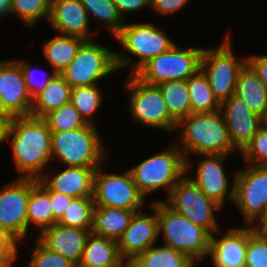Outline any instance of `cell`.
Wrapping results in <instances>:
<instances>
[{"instance_id":"6da1fadb","label":"cell","mask_w":267,"mask_h":267,"mask_svg":"<svg viewBox=\"0 0 267 267\" xmlns=\"http://www.w3.org/2000/svg\"><path fill=\"white\" fill-rule=\"evenodd\" d=\"M51 135L44 118L13 116L5 131L4 142L11 140L16 168L23 173L20 178L39 180L43 168L52 159Z\"/></svg>"},{"instance_id":"7a4b0ae2","label":"cell","mask_w":267,"mask_h":267,"mask_svg":"<svg viewBox=\"0 0 267 267\" xmlns=\"http://www.w3.org/2000/svg\"><path fill=\"white\" fill-rule=\"evenodd\" d=\"M183 127L180 140L184 144L180 148L186 158V170L193 163L187 153L230 155L236 149L232 146L228 128L221 110L214 112L191 113L177 123Z\"/></svg>"},{"instance_id":"3957f363","label":"cell","mask_w":267,"mask_h":267,"mask_svg":"<svg viewBox=\"0 0 267 267\" xmlns=\"http://www.w3.org/2000/svg\"><path fill=\"white\" fill-rule=\"evenodd\" d=\"M121 46L129 54L138 57V61H132V57H125L115 52L117 69L133 66L131 74H135L149 60L170 50L175 42L167 34L153 23L124 24L120 32L115 36Z\"/></svg>"},{"instance_id":"277c9868","label":"cell","mask_w":267,"mask_h":267,"mask_svg":"<svg viewBox=\"0 0 267 267\" xmlns=\"http://www.w3.org/2000/svg\"><path fill=\"white\" fill-rule=\"evenodd\" d=\"M96 125L63 132H52V156L67 167H100L107 157Z\"/></svg>"},{"instance_id":"5b68a950","label":"cell","mask_w":267,"mask_h":267,"mask_svg":"<svg viewBox=\"0 0 267 267\" xmlns=\"http://www.w3.org/2000/svg\"><path fill=\"white\" fill-rule=\"evenodd\" d=\"M157 216L158 232H163L165 246L180 251L194 262L208 256L211 234L205 228L191 223L164 201H157Z\"/></svg>"},{"instance_id":"8992f818","label":"cell","mask_w":267,"mask_h":267,"mask_svg":"<svg viewBox=\"0 0 267 267\" xmlns=\"http://www.w3.org/2000/svg\"><path fill=\"white\" fill-rule=\"evenodd\" d=\"M168 148L129 168L144 197L160 188H165L169 195L171 189L186 176V158L180 147L172 145Z\"/></svg>"},{"instance_id":"52a82bcc","label":"cell","mask_w":267,"mask_h":267,"mask_svg":"<svg viewBox=\"0 0 267 267\" xmlns=\"http://www.w3.org/2000/svg\"><path fill=\"white\" fill-rule=\"evenodd\" d=\"M229 36L218 48L203 49L200 59V70L220 103L234 94L238 74L247 63L234 56Z\"/></svg>"},{"instance_id":"ba28073f","label":"cell","mask_w":267,"mask_h":267,"mask_svg":"<svg viewBox=\"0 0 267 267\" xmlns=\"http://www.w3.org/2000/svg\"><path fill=\"white\" fill-rule=\"evenodd\" d=\"M203 48L182 49L175 44L143 65L134 75L149 85L165 81L187 80L200 69Z\"/></svg>"},{"instance_id":"9c48e42d","label":"cell","mask_w":267,"mask_h":267,"mask_svg":"<svg viewBox=\"0 0 267 267\" xmlns=\"http://www.w3.org/2000/svg\"><path fill=\"white\" fill-rule=\"evenodd\" d=\"M115 70V51L89 40L80 46L76 57L59 74L73 88L97 84L96 81Z\"/></svg>"},{"instance_id":"30bf717a","label":"cell","mask_w":267,"mask_h":267,"mask_svg":"<svg viewBox=\"0 0 267 267\" xmlns=\"http://www.w3.org/2000/svg\"><path fill=\"white\" fill-rule=\"evenodd\" d=\"M168 202L170 208L184 216L191 223L205 228L210 234L220 231L214 211L222 209L209 199L189 178H182L170 191Z\"/></svg>"},{"instance_id":"8fae6325","label":"cell","mask_w":267,"mask_h":267,"mask_svg":"<svg viewBox=\"0 0 267 267\" xmlns=\"http://www.w3.org/2000/svg\"><path fill=\"white\" fill-rule=\"evenodd\" d=\"M130 75L126 86L131 91L129 108L136 122L170 132L175 130L177 122L169 115L159 87Z\"/></svg>"},{"instance_id":"7c38bea8","label":"cell","mask_w":267,"mask_h":267,"mask_svg":"<svg viewBox=\"0 0 267 267\" xmlns=\"http://www.w3.org/2000/svg\"><path fill=\"white\" fill-rule=\"evenodd\" d=\"M101 166L94 175L93 202L95 206L138 211L145 197L133 181L130 170L123 174H103ZM101 173V174H100Z\"/></svg>"},{"instance_id":"4fadbf2b","label":"cell","mask_w":267,"mask_h":267,"mask_svg":"<svg viewBox=\"0 0 267 267\" xmlns=\"http://www.w3.org/2000/svg\"><path fill=\"white\" fill-rule=\"evenodd\" d=\"M234 200L246 224L267 211V166L248 167L234 175Z\"/></svg>"},{"instance_id":"5bb4252c","label":"cell","mask_w":267,"mask_h":267,"mask_svg":"<svg viewBox=\"0 0 267 267\" xmlns=\"http://www.w3.org/2000/svg\"><path fill=\"white\" fill-rule=\"evenodd\" d=\"M30 178H18L0 190V226L18 241L27 234V208Z\"/></svg>"},{"instance_id":"9a60e30c","label":"cell","mask_w":267,"mask_h":267,"mask_svg":"<svg viewBox=\"0 0 267 267\" xmlns=\"http://www.w3.org/2000/svg\"><path fill=\"white\" fill-rule=\"evenodd\" d=\"M232 146L240 152L262 126L261 117L252 112L235 94L220 104Z\"/></svg>"},{"instance_id":"2e32d148","label":"cell","mask_w":267,"mask_h":267,"mask_svg":"<svg viewBox=\"0 0 267 267\" xmlns=\"http://www.w3.org/2000/svg\"><path fill=\"white\" fill-rule=\"evenodd\" d=\"M154 215L140 213L134 214L130 224L118 240L121 257L127 262L153 246L159 237V219L157 216V201L152 203Z\"/></svg>"},{"instance_id":"e0dca14e","label":"cell","mask_w":267,"mask_h":267,"mask_svg":"<svg viewBox=\"0 0 267 267\" xmlns=\"http://www.w3.org/2000/svg\"><path fill=\"white\" fill-rule=\"evenodd\" d=\"M0 98L3 107L13 116H29L33 99L15 60L0 62Z\"/></svg>"},{"instance_id":"ac0fdd59","label":"cell","mask_w":267,"mask_h":267,"mask_svg":"<svg viewBox=\"0 0 267 267\" xmlns=\"http://www.w3.org/2000/svg\"><path fill=\"white\" fill-rule=\"evenodd\" d=\"M229 155L206 154L199 161L196 178H190L198 188L221 208L228 196L234 200V184L228 192V178L226 176L223 162ZM228 192V194H227Z\"/></svg>"},{"instance_id":"d6986e66","label":"cell","mask_w":267,"mask_h":267,"mask_svg":"<svg viewBox=\"0 0 267 267\" xmlns=\"http://www.w3.org/2000/svg\"><path fill=\"white\" fill-rule=\"evenodd\" d=\"M51 27L62 35L75 36L86 41L90 36L88 12L81 0H51L49 20Z\"/></svg>"},{"instance_id":"ffe728a7","label":"cell","mask_w":267,"mask_h":267,"mask_svg":"<svg viewBox=\"0 0 267 267\" xmlns=\"http://www.w3.org/2000/svg\"><path fill=\"white\" fill-rule=\"evenodd\" d=\"M218 239L211 234L208 256L215 267H245L249 226L234 227Z\"/></svg>"},{"instance_id":"44dd1931","label":"cell","mask_w":267,"mask_h":267,"mask_svg":"<svg viewBox=\"0 0 267 267\" xmlns=\"http://www.w3.org/2000/svg\"><path fill=\"white\" fill-rule=\"evenodd\" d=\"M90 233L91 230L71 228L56 223L42 230L38 240L50 250L70 259L78 266Z\"/></svg>"},{"instance_id":"7402d4cb","label":"cell","mask_w":267,"mask_h":267,"mask_svg":"<svg viewBox=\"0 0 267 267\" xmlns=\"http://www.w3.org/2000/svg\"><path fill=\"white\" fill-rule=\"evenodd\" d=\"M97 168L67 167L53 178H50L51 174L45 173L40 180L51 191L72 198L93 197L94 175Z\"/></svg>"},{"instance_id":"603a6c76","label":"cell","mask_w":267,"mask_h":267,"mask_svg":"<svg viewBox=\"0 0 267 267\" xmlns=\"http://www.w3.org/2000/svg\"><path fill=\"white\" fill-rule=\"evenodd\" d=\"M118 241L90 233L77 267H125Z\"/></svg>"},{"instance_id":"cb8c5ba5","label":"cell","mask_w":267,"mask_h":267,"mask_svg":"<svg viewBox=\"0 0 267 267\" xmlns=\"http://www.w3.org/2000/svg\"><path fill=\"white\" fill-rule=\"evenodd\" d=\"M135 213L136 211L122 208L94 206L91 233L118 241Z\"/></svg>"},{"instance_id":"d4e9b609","label":"cell","mask_w":267,"mask_h":267,"mask_svg":"<svg viewBox=\"0 0 267 267\" xmlns=\"http://www.w3.org/2000/svg\"><path fill=\"white\" fill-rule=\"evenodd\" d=\"M234 94L243 100L250 110L262 117L267 107V87L246 63L240 70Z\"/></svg>"},{"instance_id":"484cf974","label":"cell","mask_w":267,"mask_h":267,"mask_svg":"<svg viewBox=\"0 0 267 267\" xmlns=\"http://www.w3.org/2000/svg\"><path fill=\"white\" fill-rule=\"evenodd\" d=\"M57 220L53 217L50 201V189L39 179L30 178V194L27 208V232L30 224L41 227V231L53 226Z\"/></svg>"},{"instance_id":"4316f807","label":"cell","mask_w":267,"mask_h":267,"mask_svg":"<svg viewBox=\"0 0 267 267\" xmlns=\"http://www.w3.org/2000/svg\"><path fill=\"white\" fill-rule=\"evenodd\" d=\"M71 90L72 87L57 73L47 86L33 98L30 115L44 118L51 111L69 103Z\"/></svg>"},{"instance_id":"83f0119b","label":"cell","mask_w":267,"mask_h":267,"mask_svg":"<svg viewBox=\"0 0 267 267\" xmlns=\"http://www.w3.org/2000/svg\"><path fill=\"white\" fill-rule=\"evenodd\" d=\"M169 115L178 123L192 113L187 80L165 81L157 85Z\"/></svg>"},{"instance_id":"f1b7e54d","label":"cell","mask_w":267,"mask_h":267,"mask_svg":"<svg viewBox=\"0 0 267 267\" xmlns=\"http://www.w3.org/2000/svg\"><path fill=\"white\" fill-rule=\"evenodd\" d=\"M85 41L75 36L57 35L45 43L43 54L59 74L76 57L78 49Z\"/></svg>"},{"instance_id":"f546056e","label":"cell","mask_w":267,"mask_h":267,"mask_svg":"<svg viewBox=\"0 0 267 267\" xmlns=\"http://www.w3.org/2000/svg\"><path fill=\"white\" fill-rule=\"evenodd\" d=\"M138 267H194L187 255L168 246H151L132 260Z\"/></svg>"},{"instance_id":"4dcf8cb0","label":"cell","mask_w":267,"mask_h":267,"mask_svg":"<svg viewBox=\"0 0 267 267\" xmlns=\"http://www.w3.org/2000/svg\"><path fill=\"white\" fill-rule=\"evenodd\" d=\"M192 113L214 112L220 110V102L214 96L208 80L199 69L187 79Z\"/></svg>"},{"instance_id":"1f68e13d","label":"cell","mask_w":267,"mask_h":267,"mask_svg":"<svg viewBox=\"0 0 267 267\" xmlns=\"http://www.w3.org/2000/svg\"><path fill=\"white\" fill-rule=\"evenodd\" d=\"M94 206L93 197L74 198L57 223L71 228L92 230Z\"/></svg>"},{"instance_id":"d6a6232c","label":"cell","mask_w":267,"mask_h":267,"mask_svg":"<svg viewBox=\"0 0 267 267\" xmlns=\"http://www.w3.org/2000/svg\"><path fill=\"white\" fill-rule=\"evenodd\" d=\"M101 89L97 84L91 86L73 87L70 103L79 111L87 124L95 125L91 116L102 104ZM91 118V119H90Z\"/></svg>"},{"instance_id":"836d02e7","label":"cell","mask_w":267,"mask_h":267,"mask_svg":"<svg viewBox=\"0 0 267 267\" xmlns=\"http://www.w3.org/2000/svg\"><path fill=\"white\" fill-rule=\"evenodd\" d=\"M81 2L89 18L91 14L100 23H105L109 32L114 34L113 36L120 32L124 19L119 15L113 0H81Z\"/></svg>"},{"instance_id":"e575fe53","label":"cell","mask_w":267,"mask_h":267,"mask_svg":"<svg viewBox=\"0 0 267 267\" xmlns=\"http://www.w3.org/2000/svg\"><path fill=\"white\" fill-rule=\"evenodd\" d=\"M51 0H10L9 14H16L27 26H33L39 19H48Z\"/></svg>"},{"instance_id":"d590c367","label":"cell","mask_w":267,"mask_h":267,"mask_svg":"<svg viewBox=\"0 0 267 267\" xmlns=\"http://www.w3.org/2000/svg\"><path fill=\"white\" fill-rule=\"evenodd\" d=\"M51 132H63L87 125L79 111L69 102L51 111L44 117Z\"/></svg>"},{"instance_id":"8d00e7d4","label":"cell","mask_w":267,"mask_h":267,"mask_svg":"<svg viewBox=\"0 0 267 267\" xmlns=\"http://www.w3.org/2000/svg\"><path fill=\"white\" fill-rule=\"evenodd\" d=\"M241 153L249 166H267V128L261 126Z\"/></svg>"},{"instance_id":"74e56055","label":"cell","mask_w":267,"mask_h":267,"mask_svg":"<svg viewBox=\"0 0 267 267\" xmlns=\"http://www.w3.org/2000/svg\"><path fill=\"white\" fill-rule=\"evenodd\" d=\"M29 267H77L70 259L50 250L37 240Z\"/></svg>"},{"instance_id":"f35d334b","label":"cell","mask_w":267,"mask_h":267,"mask_svg":"<svg viewBox=\"0 0 267 267\" xmlns=\"http://www.w3.org/2000/svg\"><path fill=\"white\" fill-rule=\"evenodd\" d=\"M245 267H267V243L254 235L250 226Z\"/></svg>"},{"instance_id":"ab89813d","label":"cell","mask_w":267,"mask_h":267,"mask_svg":"<svg viewBox=\"0 0 267 267\" xmlns=\"http://www.w3.org/2000/svg\"><path fill=\"white\" fill-rule=\"evenodd\" d=\"M16 62L20 65L21 67V71L26 83V88L30 94V96L32 97V99L38 94L40 93L46 86L47 84L50 82V80L57 74L54 70L52 75H50L49 77H47V79H45L41 84L39 83H35L34 81V74H35V70H32V67L28 65V63L24 62V61H19L16 60ZM36 80V79H35Z\"/></svg>"},{"instance_id":"60d3db41","label":"cell","mask_w":267,"mask_h":267,"mask_svg":"<svg viewBox=\"0 0 267 267\" xmlns=\"http://www.w3.org/2000/svg\"><path fill=\"white\" fill-rule=\"evenodd\" d=\"M189 0H151V7L161 15L174 14Z\"/></svg>"},{"instance_id":"b9f144b4","label":"cell","mask_w":267,"mask_h":267,"mask_svg":"<svg viewBox=\"0 0 267 267\" xmlns=\"http://www.w3.org/2000/svg\"><path fill=\"white\" fill-rule=\"evenodd\" d=\"M18 240L4 227L0 226V258L17 254Z\"/></svg>"},{"instance_id":"7bdbcfd3","label":"cell","mask_w":267,"mask_h":267,"mask_svg":"<svg viewBox=\"0 0 267 267\" xmlns=\"http://www.w3.org/2000/svg\"><path fill=\"white\" fill-rule=\"evenodd\" d=\"M119 15L124 19L125 13H132L143 9L144 7H151V0H113Z\"/></svg>"},{"instance_id":"ee69618b","label":"cell","mask_w":267,"mask_h":267,"mask_svg":"<svg viewBox=\"0 0 267 267\" xmlns=\"http://www.w3.org/2000/svg\"><path fill=\"white\" fill-rule=\"evenodd\" d=\"M74 198L50 190L53 217L58 220Z\"/></svg>"},{"instance_id":"f6af8a7d","label":"cell","mask_w":267,"mask_h":267,"mask_svg":"<svg viewBox=\"0 0 267 267\" xmlns=\"http://www.w3.org/2000/svg\"><path fill=\"white\" fill-rule=\"evenodd\" d=\"M247 64L257 74L259 79L267 87V56L266 55H251L246 58Z\"/></svg>"},{"instance_id":"bcb514c9","label":"cell","mask_w":267,"mask_h":267,"mask_svg":"<svg viewBox=\"0 0 267 267\" xmlns=\"http://www.w3.org/2000/svg\"><path fill=\"white\" fill-rule=\"evenodd\" d=\"M257 220L258 222L254 223L255 225L253 224V226H251L253 234L263 242L267 243V211L263 215L258 217L256 221Z\"/></svg>"},{"instance_id":"7dc6e473","label":"cell","mask_w":267,"mask_h":267,"mask_svg":"<svg viewBox=\"0 0 267 267\" xmlns=\"http://www.w3.org/2000/svg\"><path fill=\"white\" fill-rule=\"evenodd\" d=\"M12 119H0V143H4L5 131Z\"/></svg>"},{"instance_id":"c3c4849f","label":"cell","mask_w":267,"mask_h":267,"mask_svg":"<svg viewBox=\"0 0 267 267\" xmlns=\"http://www.w3.org/2000/svg\"><path fill=\"white\" fill-rule=\"evenodd\" d=\"M10 0H0V18L9 15Z\"/></svg>"},{"instance_id":"681fc988","label":"cell","mask_w":267,"mask_h":267,"mask_svg":"<svg viewBox=\"0 0 267 267\" xmlns=\"http://www.w3.org/2000/svg\"><path fill=\"white\" fill-rule=\"evenodd\" d=\"M17 259V255L0 258V267H13V261Z\"/></svg>"},{"instance_id":"f907efd6","label":"cell","mask_w":267,"mask_h":267,"mask_svg":"<svg viewBox=\"0 0 267 267\" xmlns=\"http://www.w3.org/2000/svg\"><path fill=\"white\" fill-rule=\"evenodd\" d=\"M0 119H12V116L3 107L1 98H0Z\"/></svg>"},{"instance_id":"816d5d0a","label":"cell","mask_w":267,"mask_h":267,"mask_svg":"<svg viewBox=\"0 0 267 267\" xmlns=\"http://www.w3.org/2000/svg\"><path fill=\"white\" fill-rule=\"evenodd\" d=\"M261 121H262V126L267 128V107H266L264 115L261 117Z\"/></svg>"},{"instance_id":"f5cc1de1","label":"cell","mask_w":267,"mask_h":267,"mask_svg":"<svg viewBox=\"0 0 267 267\" xmlns=\"http://www.w3.org/2000/svg\"><path fill=\"white\" fill-rule=\"evenodd\" d=\"M125 267H138L132 260L125 263Z\"/></svg>"}]
</instances>
